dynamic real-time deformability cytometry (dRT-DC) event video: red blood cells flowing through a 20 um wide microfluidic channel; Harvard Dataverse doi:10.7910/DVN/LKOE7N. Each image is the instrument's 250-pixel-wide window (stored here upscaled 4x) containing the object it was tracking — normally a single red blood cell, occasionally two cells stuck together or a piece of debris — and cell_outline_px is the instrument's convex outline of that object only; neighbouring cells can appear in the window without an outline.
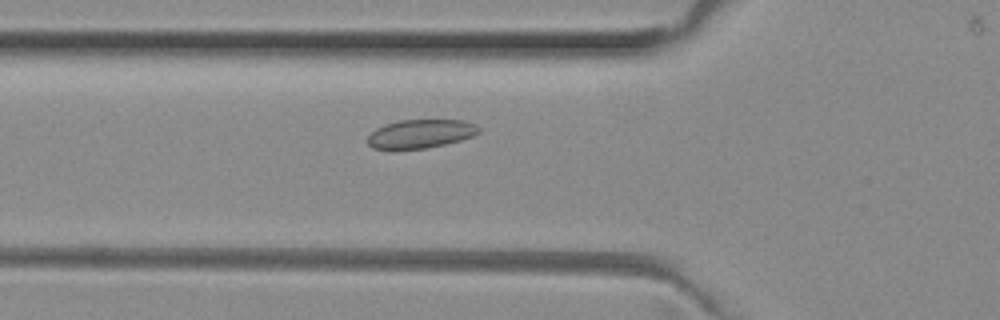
{"species": "common noctule bat (a hibernating species)", "species_latin": "Nyctalus noctula", "temperature_condition": "room temperature", "stored_images_in_passage": 18, "camera_frame_rate_fps": 3000, "um_per_image_px": 0.085, "animal": {"sex": "female", "body_mass_g": 29.2, "forearm_length_mm": 56.3}, "frame": {"image": 1, "passage_image": 7, "time_ms": 2.0, "image_size_px": [1000, 320], "cell_outline_px": [[480, 132], [472, 136], [460, 140], [444, 144], [424, 148], [372, 148], [368, 144], [368, 136], [376, 128], [400, 120], [460, 120], [472, 124], [480, 128]], "centroid_in_image_um": [35.75, 11.36], "position_along_channel_um": 90.0, "area_um2": 18.03}}
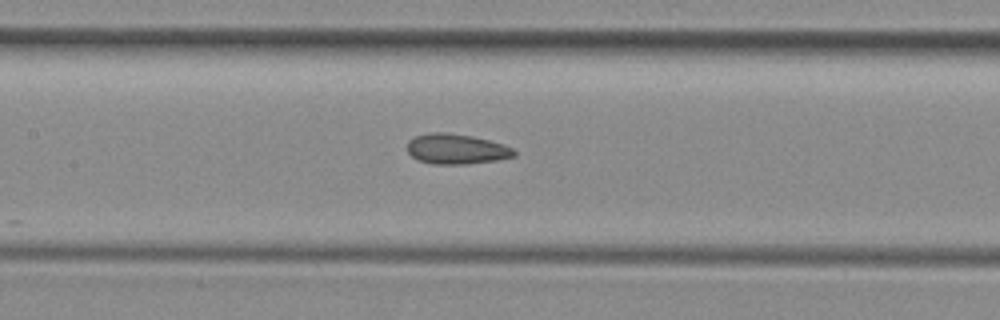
{"frame": {"image": 2, "passage_image": 13, "time_ms": 4.0, "image_size_px": [1000, 320], "cell_outline_px": [[516, 156], [496, 160], [464, 164], [432, 164], [420, 160], [412, 156], [408, 152], [408, 140], [416, 136], [432, 132], [444, 132], [472, 136], [504, 144], [512, 148], [516, 152]], "centroid_in_image_um": [38.8, 12.66], "position_along_channel_um": 168.6, "area_um2": 18.67}}
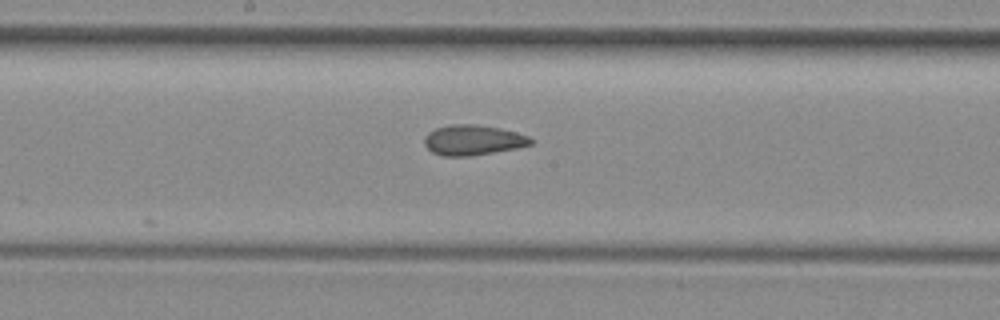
{"frame": {"image": 3, "passage_image": 16, "time_ms": 5.0, "image_size_px": [1000, 320], "cell_outline_px": [[532, 144], [516, 148], [472, 156], [444, 156], [432, 152], [424, 144], [424, 136], [428, 132], [436, 128], [452, 124], [476, 124], [500, 128], [516, 132], [528, 136], [532, 140]], "centroid_in_image_um": [40.18, 11.9], "position_along_channel_um": 208.0, "area_um2": 18.73}}